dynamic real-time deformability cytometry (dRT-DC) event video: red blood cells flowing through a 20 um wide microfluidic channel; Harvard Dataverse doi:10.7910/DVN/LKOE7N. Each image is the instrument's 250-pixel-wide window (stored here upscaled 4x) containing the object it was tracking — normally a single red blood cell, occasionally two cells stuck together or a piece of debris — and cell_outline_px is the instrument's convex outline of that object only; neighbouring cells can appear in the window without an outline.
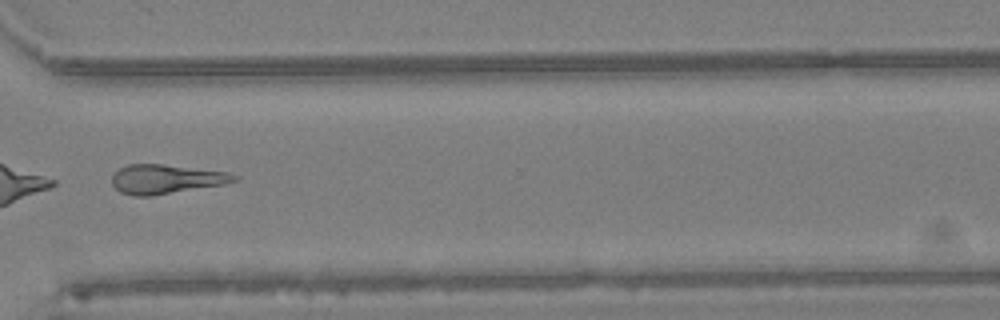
{"species": "Egyptian fruit bat (a non-hibernating species)", "species_latin": "Rousettus aegyptiacus", "temperature_condition": "warm", "stored_images_in_passage": 35, "camera_frame_rate_fps": 3000, "um_per_image_px": 0.085, "animal": {"sex": "female"}, "frame": {"image": 1, "passage_image": 25, "time_ms": 8.0, "image_size_px": [1000, 320], "cell_outline_px": [[240, 180], [224, 184], [148, 196], [132, 196], [120, 192], [112, 184], [112, 176], [120, 168], [128, 164], [160, 164], [228, 172], [240, 176]], "centroid_in_image_um": [14.12, 15.22], "position_along_channel_um": 356.5, "area_um2": 20.63}, "authors_computed_cell_mechanics": {"area_um2": 20.6924, "velocity_mm_per_s": 4.5251, "shape_relaxation_time_tau1_ms": 1.6417, "shape_relaxation_time_tau2_ms": 7.568, "deformation_change_tau1": 0.2285, "deformation_change_tau2": 0.2772}}